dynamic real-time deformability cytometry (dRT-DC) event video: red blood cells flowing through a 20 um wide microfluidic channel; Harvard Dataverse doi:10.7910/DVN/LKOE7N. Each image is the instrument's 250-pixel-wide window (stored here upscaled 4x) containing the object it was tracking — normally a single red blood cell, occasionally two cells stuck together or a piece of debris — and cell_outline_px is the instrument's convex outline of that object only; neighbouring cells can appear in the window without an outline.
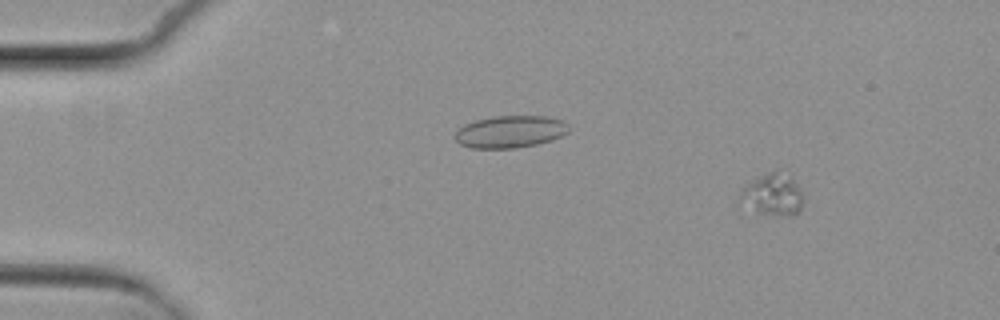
{"species": "common noctule bat (a hibernating species)", "species_latin": "Nyctalus noctula", "temperature_condition": "cold", "stored_images_in_passage": 5, "camera_frame_rate_fps": 3000, "um_per_image_px": 0.085, "animal": {"sex": "female", "body_mass_g": 29.2, "forearm_length_mm": 56.3}, "frame": {"image": 1, "passage_image": 2, "time_ms": 1.333, "image_size_px": [1000, 320], "cell_outline_px": [[804, 196], [800, 212], [788, 216], [776, 216], [756, 212], [740, 196], [740, 192], [752, 180], [768, 172], [776, 172], [792, 180], [800, 188]], "centroid_in_image_um": [65.75, 16.59], "position_along_channel_um": 19.3, "area_um2": 14.74}}